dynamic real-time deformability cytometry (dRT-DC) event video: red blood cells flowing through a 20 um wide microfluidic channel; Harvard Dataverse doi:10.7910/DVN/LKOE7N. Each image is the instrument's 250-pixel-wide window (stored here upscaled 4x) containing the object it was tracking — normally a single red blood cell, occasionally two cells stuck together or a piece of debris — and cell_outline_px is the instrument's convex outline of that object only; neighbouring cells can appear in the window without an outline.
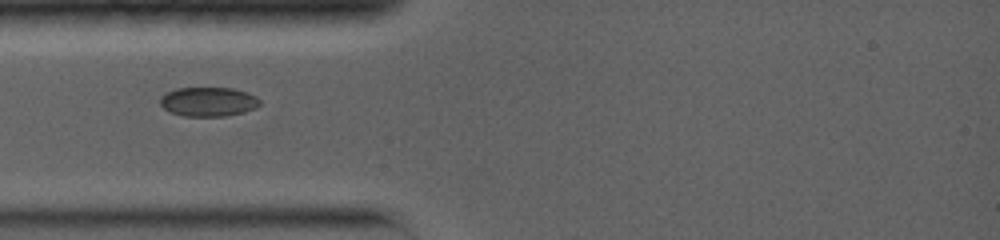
{"species": "common noctule bat (a hibernating species)", "species_latin": "Nyctalus noctula", "temperature_condition": "warm", "stored_images_in_passage": 61, "camera_frame_rate_fps": 5000, "um_per_image_px": 0.085, "animal": {"sex": "female", "body_mass_g": 19.0, "forearm_length_mm": 56.7}, "frame": {"image": 1, "passage_image": 1, "time_ms": 0.0, "image_size_px": [1000, 240], "cell_outline_px": [[260, 104], [256, 108], [244, 112], [224, 116], [184, 116], [168, 112], [160, 104], [160, 96], [176, 88], [232, 88], [248, 92], [256, 96], [260, 100]], "centroid_in_image_um": [17.71, 8.65], "position_along_channel_um": 67.3, "area_um2": 17.11}}
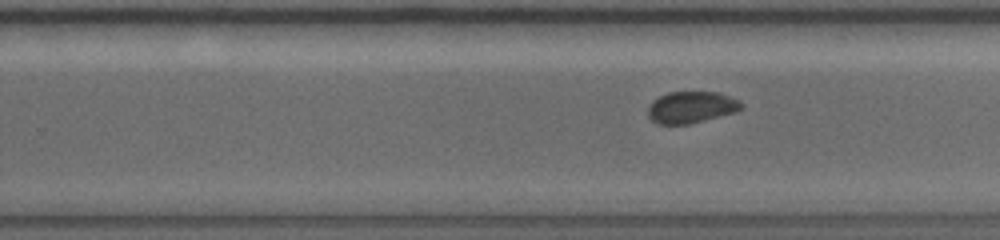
{"frame": {"image": 2, "passage_image": 34, "time_ms": 5.2, "image_size_px": [1000, 240], "cell_outline_px": [[744, 108], [736, 112], [688, 124], [656, 124], [648, 116], [648, 104], [652, 100], [668, 92], [716, 92], [740, 100], [744, 104]], "centroid_in_image_um": [58.76, 9.11], "position_along_channel_um": 271.0, "area_um2": 17.34}}
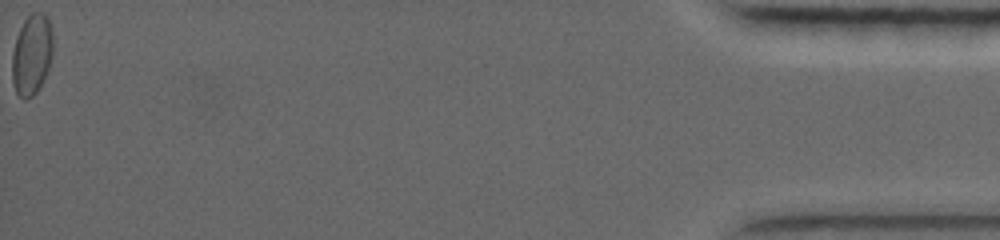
{"frame": {"image": 3, "passage_image": 61, "time_ms": 13.0, "image_size_px": [1000, 240], "cell_outline_px": [[52, 52], [48, 68], [36, 92], [32, 96], [24, 100], [16, 92], [12, 80], [12, 52], [16, 36], [24, 20], [32, 12], [44, 12], [48, 16], [52, 28]], "centroid_in_image_um": [2.69, 4.59], "position_along_channel_um": 432.5, "area_um2": 19.19}}